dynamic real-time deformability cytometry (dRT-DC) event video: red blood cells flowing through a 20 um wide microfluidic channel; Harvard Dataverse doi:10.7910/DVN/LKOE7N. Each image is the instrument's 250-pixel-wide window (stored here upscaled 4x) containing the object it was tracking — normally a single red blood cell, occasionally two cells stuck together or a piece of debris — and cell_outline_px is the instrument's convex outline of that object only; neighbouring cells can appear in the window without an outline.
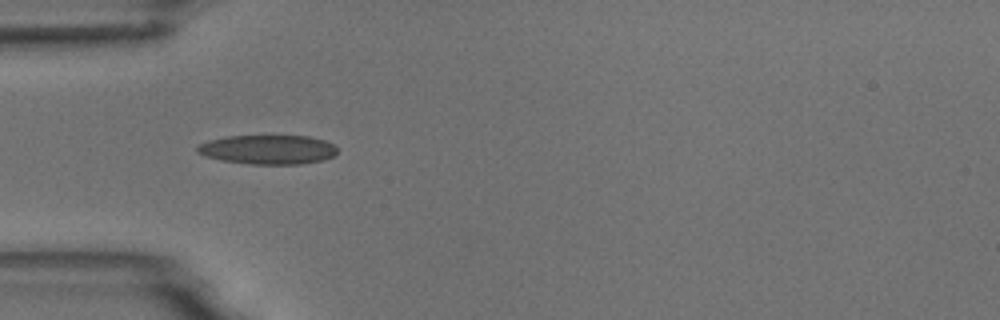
{"species": "common noctule bat (a hibernating species)", "species_latin": "Nyctalus noctula", "temperature_condition": "room temperature", "stored_images_in_passage": 38, "camera_frame_rate_fps": 3000, "um_per_image_px": 0.085, "animal": {"sex": "male", "body_mass_g": 18.8}, "frame": {"image": 1, "passage_image": 1, "time_ms": 0.0, "image_size_px": [1000, 320], "cell_outline_px": [[336, 152], [332, 156], [324, 160], [300, 164], [248, 164], [220, 160], [196, 152], [196, 148], [200, 144], [208, 140], [228, 136], [308, 136], [324, 140], [332, 144], [336, 148]], "centroid_in_image_um": [22.76, 12.71], "position_along_channel_um": 62.2, "area_um2": 23.76}}
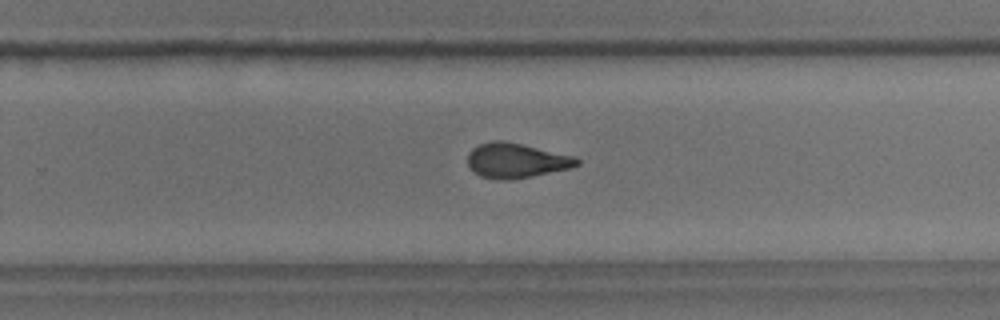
{"frame": {"image": 2, "passage_image": 19, "time_ms": 6.0, "image_size_px": [1000, 320], "cell_outline_px": [[580, 164], [572, 168], [512, 180], [504, 180], [480, 176], [468, 164], [468, 152], [472, 148], [480, 144], [492, 140], [500, 140], [520, 144], [576, 156], [580, 160]], "centroid_in_image_um": [43.91, 13.65], "position_along_channel_um": 285.9, "area_um2": 22.08}}
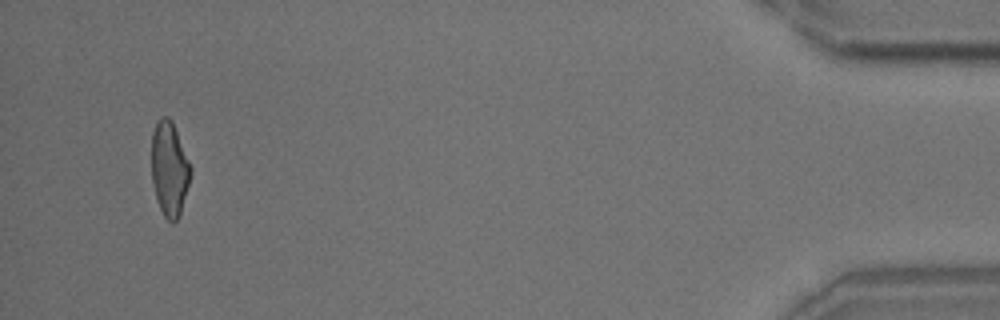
{"frame": {"image": 3, "passage_image": 36, "time_ms": 11.667, "image_size_px": [1000, 320], "cell_outline_px": [[192, 172], [180, 216], [172, 224], [164, 216], [156, 200], [152, 180], [152, 132], [156, 120], [160, 116], [168, 116], [172, 120], [192, 168]], "centroid_in_image_um": [14.4, 14.34], "position_along_channel_um": 420.8, "area_um2": 21.79}, "authors_computed_cell_mechanics": {"area_um2": 22.0796, "velocity_mm_per_s": 3.7387, "shape_relaxation_time_tau1_ms": 7.5777, "shape_relaxation_time_tau2_ms": 1.3918, "deformation_change_tau1": 0.2212, "deformation_change_tau2": 0.0837}}